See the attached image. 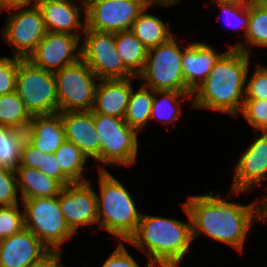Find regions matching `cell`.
Wrapping results in <instances>:
<instances>
[{
	"label": "cell",
	"mask_w": 267,
	"mask_h": 267,
	"mask_svg": "<svg viewBox=\"0 0 267 267\" xmlns=\"http://www.w3.org/2000/svg\"><path fill=\"white\" fill-rule=\"evenodd\" d=\"M240 193L246 191L230 190L227 199L223 193L213 191L188 196L184 202L191 216L194 241L203 234L240 254L243 252L247 235L255 228L254 222L261 221V200L255 199L246 205L229 200Z\"/></svg>",
	"instance_id": "1"
},
{
	"label": "cell",
	"mask_w": 267,
	"mask_h": 267,
	"mask_svg": "<svg viewBox=\"0 0 267 267\" xmlns=\"http://www.w3.org/2000/svg\"><path fill=\"white\" fill-rule=\"evenodd\" d=\"M250 56L236 48L224 51L207 78L193 92V109L239 116L245 100L246 75L252 63Z\"/></svg>",
	"instance_id": "2"
},
{
	"label": "cell",
	"mask_w": 267,
	"mask_h": 267,
	"mask_svg": "<svg viewBox=\"0 0 267 267\" xmlns=\"http://www.w3.org/2000/svg\"><path fill=\"white\" fill-rule=\"evenodd\" d=\"M182 208L187 223L174 218L142 213L136 231L127 241L141 250L154 267H180L191 251L194 241L192 220L184 201Z\"/></svg>",
	"instance_id": "3"
},
{
	"label": "cell",
	"mask_w": 267,
	"mask_h": 267,
	"mask_svg": "<svg viewBox=\"0 0 267 267\" xmlns=\"http://www.w3.org/2000/svg\"><path fill=\"white\" fill-rule=\"evenodd\" d=\"M98 227L127 242L137 229L142 212L129 190L108 170H98Z\"/></svg>",
	"instance_id": "4"
},
{
	"label": "cell",
	"mask_w": 267,
	"mask_h": 267,
	"mask_svg": "<svg viewBox=\"0 0 267 267\" xmlns=\"http://www.w3.org/2000/svg\"><path fill=\"white\" fill-rule=\"evenodd\" d=\"M94 123L100 140V170L137 163L139 133L124 118L94 113Z\"/></svg>",
	"instance_id": "5"
},
{
	"label": "cell",
	"mask_w": 267,
	"mask_h": 267,
	"mask_svg": "<svg viewBox=\"0 0 267 267\" xmlns=\"http://www.w3.org/2000/svg\"><path fill=\"white\" fill-rule=\"evenodd\" d=\"M173 36L166 43L148 49L146 63L137 76L142 84L154 91L193 92L185 83L181 60L184 46Z\"/></svg>",
	"instance_id": "6"
},
{
	"label": "cell",
	"mask_w": 267,
	"mask_h": 267,
	"mask_svg": "<svg viewBox=\"0 0 267 267\" xmlns=\"http://www.w3.org/2000/svg\"><path fill=\"white\" fill-rule=\"evenodd\" d=\"M25 228L50 252L63 251L62 245L74 237L60 209L58 196L23 199Z\"/></svg>",
	"instance_id": "7"
},
{
	"label": "cell",
	"mask_w": 267,
	"mask_h": 267,
	"mask_svg": "<svg viewBox=\"0 0 267 267\" xmlns=\"http://www.w3.org/2000/svg\"><path fill=\"white\" fill-rule=\"evenodd\" d=\"M16 92L32 116L58 112L54 73L36 67L28 59L19 58Z\"/></svg>",
	"instance_id": "8"
},
{
	"label": "cell",
	"mask_w": 267,
	"mask_h": 267,
	"mask_svg": "<svg viewBox=\"0 0 267 267\" xmlns=\"http://www.w3.org/2000/svg\"><path fill=\"white\" fill-rule=\"evenodd\" d=\"M58 95V112L91 111L98 77L80 58L76 63L54 73Z\"/></svg>",
	"instance_id": "9"
},
{
	"label": "cell",
	"mask_w": 267,
	"mask_h": 267,
	"mask_svg": "<svg viewBox=\"0 0 267 267\" xmlns=\"http://www.w3.org/2000/svg\"><path fill=\"white\" fill-rule=\"evenodd\" d=\"M80 45L81 59L99 80L135 77L116 50V33L85 29Z\"/></svg>",
	"instance_id": "10"
},
{
	"label": "cell",
	"mask_w": 267,
	"mask_h": 267,
	"mask_svg": "<svg viewBox=\"0 0 267 267\" xmlns=\"http://www.w3.org/2000/svg\"><path fill=\"white\" fill-rule=\"evenodd\" d=\"M7 13L2 39L11 46L13 57L28 59L47 33L42 13L37 6L14 8Z\"/></svg>",
	"instance_id": "11"
},
{
	"label": "cell",
	"mask_w": 267,
	"mask_h": 267,
	"mask_svg": "<svg viewBox=\"0 0 267 267\" xmlns=\"http://www.w3.org/2000/svg\"><path fill=\"white\" fill-rule=\"evenodd\" d=\"M92 181L74 182L64 186L58 196L64 219L74 233L98 224L97 196Z\"/></svg>",
	"instance_id": "12"
},
{
	"label": "cell",
	"mask_w": 267,
	"mask_h": 267,
	"mask_svg": "<svg viewBox=\"0 0 267 267\" xmlns=\"http://www.w3.org/2000/svg\"><path fill=\"white\" fill-rule=\"evenodd\" d=\"M145 8L142 0H109L92 4L86 10V29L113 33L130 30Z\"/></svg>",
	"instance_id": "13"
},
{
	"label": "cell",
	"mask_w": 267,
	"mask_h": 267,
	"mask_svg": "<svg viewBox=\"0 0 267 267\" xmlns=\"http://www.w3.org/2000/svg\"><path fill=\"white\" fill-rule=\"evenodd\" d=\"M81 40L72 34L47 31L28 60L36 67L55 73L81 58Z\"/></svg>",
	"instance_id": "14"
},
{
	"label": "cell",
	"mask_w": 267,
	"mask_h": 267,
	"mask_svg": "<svg viewBox=\"0 0 267 267\" xmlns=\"http://www.w3.org/2000/svg\"><path fill=\"white\" fill-rule=\"evenodd\" d=\"M251 142L234 166L230 190L249 193L267 180V131L256 132Z\"/></svg>",
	"instance_id": "15"
},
{
	"label": "cell",
	"mask_w": 267,
	"mask_h": 267,
	"mask_svg": "<svg viewBox=\"0 0 267 267\" xmlns=\"http://www.w3.org/2000/svg\"><path fill=\"white\" fill-rule=\"evenodd\" d=\"M50 250L30 230L0 240V267H37Z\"/></svg>",
	"instance_id": "16"
},
{
	"label": "cell",
	"mask_w": 267,
	"mask_h": 267,
	"mask_svg": "<svg viewBox=\"0 0 267 267\" xmlns=\"http://www.w3.org/2000/svg\"><path fill=\"white\" fill-rule=\"evenodd\" d=\"M78 1L79 6L73 0L39 1L37 7L42 13L47 31L72 34L81 40L86 29V10L81 0Z\"/></svg>",
	"instance_id": "17"
},
{
	"label": "cell",
	"mask_w": 267,
	"mask_h": 267,
	"mask_svg": "<svg viewBox=\"0 0 267 267\" xmlns=\"http://www.w3.org/2000/svg\"><path fill=\"white\" fill-rule=\"evenodd\" d=\"M65 129V139L74 143L89 159L95 160L100 170V140L92 111L61 112Z\"/></svg>",
	"instance_id": "18"
},
{
	"label": "cell",
	"mask_w": 267,
	"mask_h": 267,
	"mask_svg": "<svg viewBox=\"0 0 267 267\" xmlns=\"http://www.w3.org/2000/svg\"><path fill=\"white\" fill-rule=\"evenodd\" d=\"M212 45L203 41H193L184 46L181 66L186 85L194 92L207 78L219 57Z\"/></svg>",
	"instance_id": "19"
},
{
	"label": "cell",
	"mask_w": 267,
	"mask_h": 267,
	"mask_svg": "<svg viewBox=\"0 0 267 267\" xmlns=\"http://www.w3.org/2000/svg\"><path fill=\"white\" fill-rule=\"evenodd\" d=\"M137 77L125 79H102L99 80L95 89L93 113L124 118L133 80Z\"/></svg>",
	"instance_id": "20"
},
{
	"label": "cell",
	"mask_w": 267,
	"mask_h": 267,
	"mask_svg": "<svg viewBox=\"0 0 267 267\" xmlns=\"http://www.w3.org/2000/svg\"><path fill=\"white\" fill-rule=\"evenodd\" d=\"M25 133L26 139L42 154L55 153L66 140L59 112L33 116Z\"/></svg>",
	"instance_id": "21"
},
{
	"label": "cell",
	"mask_w": 267,
	"mask_h": 267,
	"mask_svg": "<svg viewBox=\"0 0 267 267\" xmlns=\"http://www.w3.org/2000/svg\"><path fill=\"white\" fill-rule=\"evenodd\" d=\"M15 173L21 200L59 196L64 187L57 179L38 169L18 167Z\"/></svg>",
	"instance_id": "22"
},
{
	"label": "cell",
	"mask_w": 267,
	"mask_h": 267,
	"mask_svg": "<svg viewBox=\"0 0 267 267\" xmlns=\"http://www.w3.org/2000/svg\"><path fill=\"white\" fill-rule=\"evenodd\" d=\"M150 8L156 7L146 6L130 29L148 49L166 43L175 36L168 22H164L157 15L155 16L150 12L148 13Z\"/></svg>",
	"instance_id": "23"
},
{
	"label": "cell",
	"mask_w": 267,
	"mask_h": 267,
	"mask_svg": "<svg viewBox=\"0 0 267 267\" xmlns=\"http://www.w3.org/2000/svg\"><path fill=\"white\" fill-rule=\"evenodd\" d=\"M192 94L193 92L154 91L150 122L157 120L165 123V125L171 123L172 126H176V122L180 120V116L183 114L181 100L190 99V108L193 109Z\"/></svg>",
	"instance_id": "24"
},
{
	"label": "cell",
	"mask_w": 267,
	"mask_h": 267,
	"mask_svg": "<svg viewBox=\"0 0 267 267\" xmlns=\"http://www.w3.org/2000/svg\"><path fill=\"white\" fill-rule=\"evenodd\" d=\"M237 41L230 48L239 49L251 54L254 47H267V7L262 3L249 4V24L245 40Z\"/></svg>",
	"instance_id": "25"
},
{
	"label": "cell",
	"mask_w": 267,
	"mask_h": 267,
	"mask_svg": "<svg viewBox=\"0 0 267 267\" xmlns=\"http://www.w3.org/2000/svg\"><path fill=\"white\" fill-rule=\"evenodd\" d=\"M154 90L143 84L131 89L129 103L124 116L125 122L138 133L150 123Z\"/></svg>",
	"instance_id": "26"
},
{
	"label": "cell",
	"mask_w": 267,
	"mask_h": 267,
	"mask_svg": "<svg viewBox=\"0 0 267 267\" xmlns=\"http://www.w3.org/2000/svg\"><path fill=\"white\" fill-rule=\"evenodd\" d=\"M116 50L124 66L137 77L143 70L148 48L131 30L116 33Z\"/></svg>",
	"instance_id": "27"
},
{
	"label": "cell",
	"mask_w": 267,
	"mask_h": 267,
	"mask_svg": "<svg viewBox=\"0 0 267 267\" xmlns=\"http://www.w3.org/2000/svg\"><path fill=\"white\" fill-rule=\"evenodd\" d=\"M55 156L62 173L72 182L89 181L84 175L89 160L74 143L65 140L55 151Z\"/></svg>",
	"instance_id": "28"
},
{
	"label": "cell",
	"mask_w": 267,
	"mask_h": 267,
	"mask_svg": "<svg viewBox=\"0 0 267 267\" xmlns=\"http://www.w3.org/2000/svg\"><path fill=\"white\" fill-rule=\"evenodd\" d=\"M32 117L16 91L0 95V125L26 131Z\"/></svg>",
	"instance_id": "29"
},
{
	"label": "cell",
	"mask_w": 267,
	"mask_h": 267,
	"mask_svg": "<svg viewBox=\"0 0 267 267\" xmlns=\"http://www.w3.org/2000/svg\"><path fill=\"white\" fill-rule=\"evenodd\" d=\"M25 131L0 125V168L15 171L20 166Z\"/></svg>",
	"instance_id": "30"
},
{
	"label": "cell",
	"mask_w": 267,
	"mask_h": 267,
	"mask_svg": "<svg viewBox=\"0 0 267 267\" xmlns=\"http://www.w3.org/2000/svg\"><path fill=\"white\" fill-rule=\"evenodd\" d=\"M212 5H216L215 7L218 6V8L222 10V16H218L226 19L224 20L225 25H228V27L236 30V32H239L240 29L243 30L242 35L245 39V34L247 32L249 24V4L214 3Z\"/></svg>",
	"instance_id": "31"
},
{
	"label": "cell",
	"mask_w": 267,
	"mask_h": 267,
	"mask_svg": "<svg viewBox=\"0 0 267 267\" xmlns=\"http://www.w3.org/2000/svg\"><path fill=\"white\" fill-rule=\"evenodd\" d=\"M21 204L0 206V240L19 233L25 228L24 209Z\"/></svg>",
	"instance_id": "32"
},
{
	"label": "cell",
	"mask_w": 267,
	"mask_h": 267,
	"mask_svg": "<svg viewBox=\"0 0 267 267\" xmlns=\"http://www.w3.org/2000/svg\"><path fill=\"white\" fill-rule=\"evenodd\" d=\"M239 115L255 132L267 131V99H245Z\"/></svg>",
	"instance_id": "33"
},
{
	"label": "cell",
	"mask_w": 267,
	"mask_h": 267,
	"mask_svg": "<svg viewBox=\"0 0 267 267\" xmlns=\"http://www.w3.org/2000/svg\"><path fill=\"white\" fill-rule=\"evenodd\" d=\"M248 69L245 85V99H267V66L256 64L252 75Z\"/></svg>",
	"instance_id": "34"
},
{
	"label": "cell",
	"mask_w": 267,
	"mask_h": 267,
	"mask_svg": "<svg viewBox=\"0 0 267 267\" xmlns=\"http://www.w3.org/2000/svg\"><path fill=\"white\" fill-rule=\"evenodd\" d=\"M15 171L0 168V206L21 203Z\"/></svg>",
	"instance_id": "35"
},
{
	"label": "cell",
	"mask_w": 267,
	"mask_h": 267,
	"mask_svg": "<svg viewBox=\"0 0 267 267\" xmlns=\"http://www.w3.org/2000/svg\"><path fill=\"white\" fill-rule=\"evenodd\" d=\"M19 58L0 57V95L11 94L16 91V77Z\"/></svg>",
	"instance_id": "36"
},
{
	"label": "cell",
	"mask_w": 267,
	"mask_h": 267,
	"mask_svg": "<svg viewBox=\"0 0 267 267\" xmlns=\"http://www.w3.org/2000/svg\"><path fill=\"white\" fill-rule=\"evenodd\" d=\"M125 241L119 242L111 255L103 262L101 267H141L138 261L130 255L125 247ZM146 267H154L147 261Z\"/></svg>",
	"instance_id": "37"
},
{
	"label": "cell",
	"mask_w": 267,
	"mask_h": 267,
	"mask_svg": "<svg viewBox=\"0 0 267 267\" xmlns=\"http://www.w3.org/2000/svg\"><path fill=\"white\" fill-rule=\"evenodd\" d=\"M39 171L57 179L63 186L72 183L61 171L55 153L41 154Z\"/></svg>",
	"instance_id": "38"
},
{
	"label": "cell",
	"mask_w": 267,
	"mask_h": 267,
	"mask_svg": "<svg viewBox=\"0 0 267 267\" xmlns=\"http://www.w3.org/2000/svg\"><path fill=\"white\" fill-rule=\"evenodd\" d=\"M41 152L37 150L27 139L21 148V161L19 167H29L39 170Z\"/></svg>",
	"instance_id": "39"
},
{
	"label": "cell",
	"mask_w": 267,
	"mask_h": 267,
	"mask_svg": "<svg viewBox=\"0 0 267 267\" xmlns=\"http://www.w3.org/2000/svg\"><path fill=\"white\" fill-rule=\"evenodd\" d=\"M4 11L14 8L35 7L38 0H2Z\"/></svg>",
	"instance_id": "40"
},
{
	"label": "cell",
	"mask_w": 267,
	"mask_h": 267,
	"mask_svg": "<svg viewBox=\"0 0 267 267\" xmlns=\"http://www.w3.org/2000/svg\"><path fill=\"white\" fill-rule=\"evenodd\" d=\"M64 251H56V252H50L46 258L44 259L43 264L46 267H68L66 265L61 264V256ZM61 262V263H60Z\"/></svg>",
	"instance_id": "41"
},
{
	"label": "cell",
	"mask_w": 267,
	"mask_h": 267,
	"mask_svg": "<svg viewBox=\"0 0 267 267\" xmlns=\"http://www.w3.org/2000/svg\"><path fill=\"white\" fill-rule=\"evenodd\" d=\"M148 7H170L180 3L182 0H142Z\"/></svg>",
	"instance_id": "42"
},
{
	"label": "cell",
	"mask_w": 267,
	"mask_h": 267,
	"mask_svg": "<svg viewBox=\"0 0 267 267\" xmlns=\"http://www.w3.org/2000/svg\"><path fill=\"white\" fill-rule=\"evenodd\" d=\"M261 199V221L267 224V192L260 197Z\"/></svg>",
	"instance_id": "43"
},
{
	"label": "cell",
	"mask_w": 267,
	"mask_h": 267,
	"mask_svg": "<svg viewBox=\"0 0 267 267\" xmlns=\"http://www.w3.org/2000/svg\"><path fill=\"white\" fill-rule=\"evenodd\" d=\"M211 4L214 3H235V4H240V3H245L247 4V0H210Z\"/></svg>",
	"instance_id": "44"
},
{
	"label": "cell",
	"mask_w": 267,
	"mask_h": 267,
	"mask_svg": "<svg viewBox=\"0 0 267 267\" xmlns=\"http://www.w3.org/2000/svg\"><path fill=\"white\" fill-rule=\"evenodd\" d=\"M104 1H109V0H81L82 4L85 7V10H87L92 4L101 3Z\"/></svg>",
	"instance_id": "45"
},
{
	"label": "cell",
	"mask_w": 267,
	"mask_h": 267,
	"mask_svg": "<svg viewBox=\"0 0 267 267\" xmlns=\"http://www.w3.org/2000/svg\"><path fill=\"white\" fill-rule=\"evenodd\" d=\"M264 1L265 0H247V4H250V3H262Z\"/></svg>",
	"instance_id": "46"
},
{
	"label": "cell",
	"mask_w": 267,
	"mask_h": 267,
	"mask_svg": "<svg viewBox=\"0 0 267 267\" xmlns=\"http://www.w3.org/2000/svg\"><path fill=\"white\" fill-rule=\"evenodd\" d=\"M3 11H4L3 1L0 0V12H3Z\"/></svg>",
	"instance_id": "47"
},
{
	"label": "cell",
	"mask_w": 267,
	"mask_h": 267,
	"mask_svg": "<svg viewBox=\"0 0 267 267\" xmlns=\"http://www.w3.org/2000/svg\"><path fill=\"white\" fill-rule=\"evenodd\" d=\"M37 267H46L44 264H41V265H39V266H37Z\"/></svg>",
	"instance_id": "48"
},
{
	"label": "cell",
	"mask_w": 267,
	"mask_h": 267,
	"mask_svg": "<svg viewBox=\"0 0 267 267\" xmlns=\"http://www.w3.org/2000/svg\"><path fill=\"white\" fill-rule=\"evenodd\" d=\"M263 3H264V4L266 5V7H267V0H265Z\"/></svg>",
	"instance_id": "49"
}]
</instances>
